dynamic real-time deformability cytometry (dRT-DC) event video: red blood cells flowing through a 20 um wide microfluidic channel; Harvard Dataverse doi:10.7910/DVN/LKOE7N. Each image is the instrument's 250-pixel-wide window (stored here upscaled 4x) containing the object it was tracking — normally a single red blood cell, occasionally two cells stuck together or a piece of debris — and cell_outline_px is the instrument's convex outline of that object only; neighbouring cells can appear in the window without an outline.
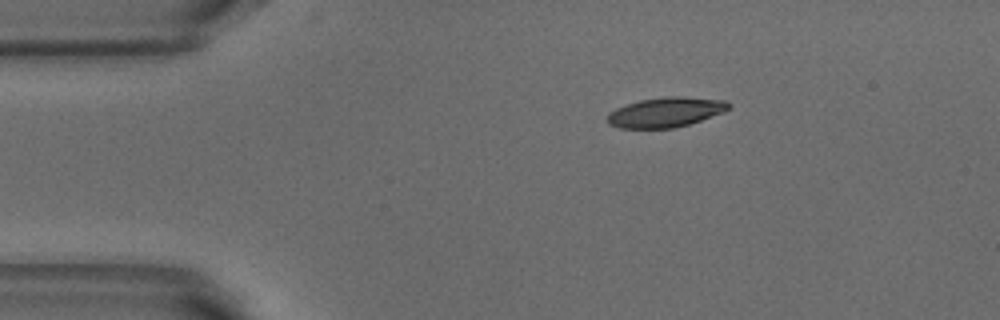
{"species": "common noctule bat (a hibernating species)", "species_latin": "Nyctalus noctula", "temperature_condition": "warm", "stored_images_in_passage": 41, "camera_frame_rate_fps": 3000, "um_per_image_px": 0.085, "animal": {"sex": "male", "body_mass_g": 18.8}, "frame": {"image": 1, "passage_image": 1, "time_ms": 0.0, "image_size_px": [1000, 320], "cell_outline_px": [[732, 104], [724, 112], [688, 124], [672, 128], [620, 128], [608, 124], [604, 120], [608, 112], [616, 108], [640, 100], [668, 96], [684, 96], [724, 100]], "centroid_in_image_um": [56.54, 9.53], "position_along_channel_um": 28.5, "area_um2": 21.15}}
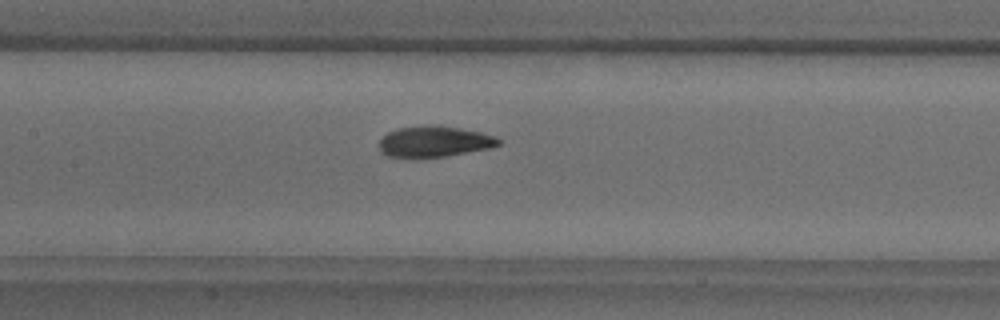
{"frame": {"image": 2, "passage_image": 16, "time_ms": 5.0, "image_size_px": [1000, 320], "cell_outline_px": [[500, 144], [488, 148], [444, 156], [388, 156], [380, 152], [380, 140], [388, 132], [396, 128], [428, 124], [440, 124], [480, 132], [496, 136], [500, 140]], "centroid_in_image_um": [36.91, 11.99], "position_along_channel_um": 170.5, "area_um2": 21.27}}
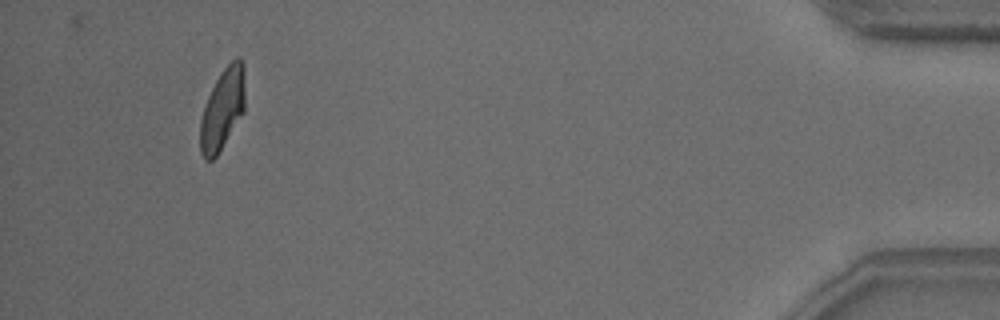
{"frame": {"image": 3, "passage_image": 41, "time_ms": 13.333, "image_size_px": [1000, 320], "cell_outline_px": [[244, 112], [216, 156], [212, 160], [204, 160], [200, 152], [200, 120], [208, 96], [216, 80], [224, 68], [236, 56], [240, 56], [244, 64]], "centroid_in_image_um": [18.91, 9.26], "position_along_channel_um": 416.3, "area_um2": 21.1}, "authors_computed_cell_mechanics": {"area_um2": 21.386, "velocity_mm_per_s": 3.8219, "shape_relaxation_time_tau1_ms": 4.5892, "shape_relaxation_time_tau2_ms": 1.3387, "deformation_change_tau1": 0.1719, "deformation_change_tau2": 0.0687}}